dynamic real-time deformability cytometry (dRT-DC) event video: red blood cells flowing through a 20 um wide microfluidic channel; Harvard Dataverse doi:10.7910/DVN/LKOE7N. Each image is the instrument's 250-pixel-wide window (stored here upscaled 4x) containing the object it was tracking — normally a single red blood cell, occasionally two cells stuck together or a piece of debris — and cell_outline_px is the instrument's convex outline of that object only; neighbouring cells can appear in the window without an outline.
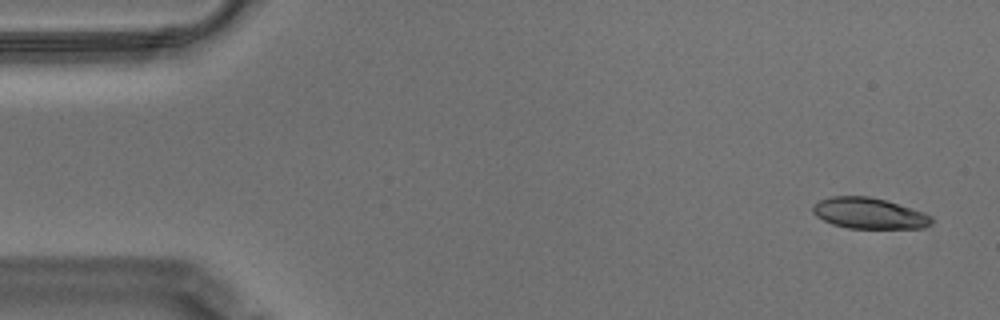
{"species": "Egyptian fruit bat (a non-hibernating species)", "species_latin": "Rousettus aegyptiacus", "temperature_condition": "warm", "stored_images_in_passage": 55, "camera_frame_rate_fps": 3000, "um_per_image_px": 0.085, "animal": {"sex": "male"}, "frame": {"image": 1, "passage_image": 1, "time_ms": 0.0, "image_size_px": [1000, 320], "cell_outline_px": [[932, 224], [924, 228], [848, 228], [832, 224], [816, 216], [812, 212], [812, 208], [820, 200], [832, 196], [868, 196], [888, 200], [924, 212], [932, 216]], "centroid_in_image_um": [73.91, 18.13], "position_along_channel_um": 11.1, "area_um2": 21.5}}
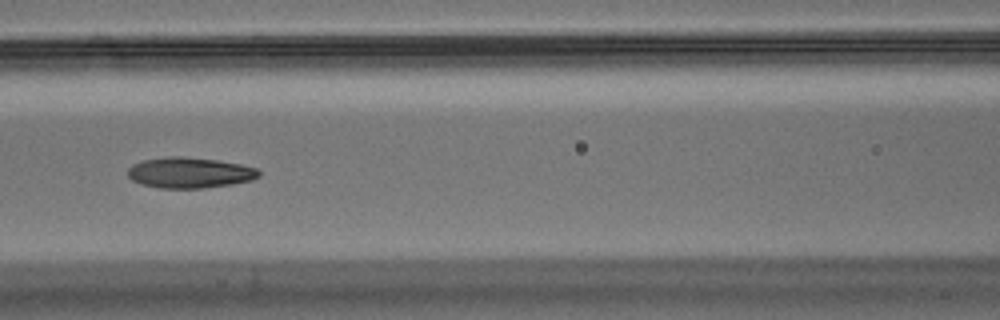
{"frame": {"image": 2, "passage_image": 23, "time_ms": 7.333, "image_size_px": [1000, 320], "cell_outline_px": [[260, 176], [252, 180], [232, 184], [204, 188], [160, 188], [140, 184], [132, 180], [128, 176], [128, 168], [132, 164], [140, 160], [168, 156], [184, 156], [216, 160], [240, 164], [256, 168], [260, 172]], "centroid_in_image_um": [16.09, 14.67], "position_along_channel_um": 150.5, "area_um2": 23.64}}
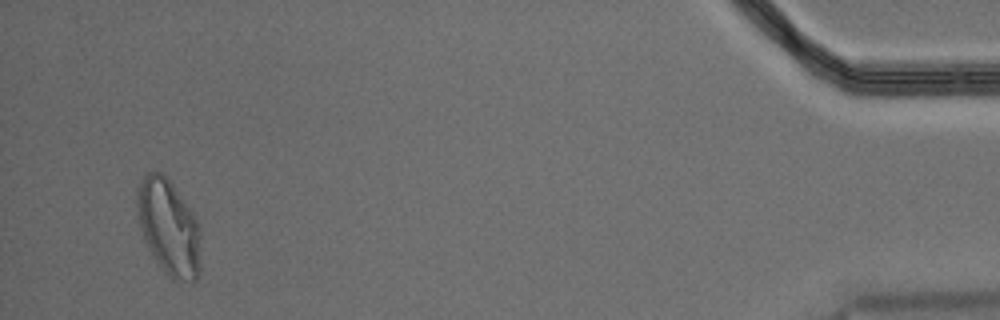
{"frame": {"image": 3, "passage_image": 53, "time_ms": 17.333, "image_size_px": [1000, 320], "cell_outline_px": [[200, 268], [196, 280], [192, 284], [176, 280], [156, 264], [144, 240], [140, 228], [136, 208], [136, 188], [144, 172], [160, 172], [172, 184], [192, 212], [200, 224]], "centroid_in_image_um": [14.33, 19.34], "position_along_channel_um": 420.9, "area_um2": 35.95}, "authors_computed_cell_mechanics": {"area_um2": 23.2356, "velocity_mm_per_s": 3.4993, "shape_relaxation_time_tau1_ms": 6.2942, "shape_relaxation_time_tau2_ms": 2.6151, "deformation_change_tau1": 0.1885, "deformation_change_tau2": 0.0839}}